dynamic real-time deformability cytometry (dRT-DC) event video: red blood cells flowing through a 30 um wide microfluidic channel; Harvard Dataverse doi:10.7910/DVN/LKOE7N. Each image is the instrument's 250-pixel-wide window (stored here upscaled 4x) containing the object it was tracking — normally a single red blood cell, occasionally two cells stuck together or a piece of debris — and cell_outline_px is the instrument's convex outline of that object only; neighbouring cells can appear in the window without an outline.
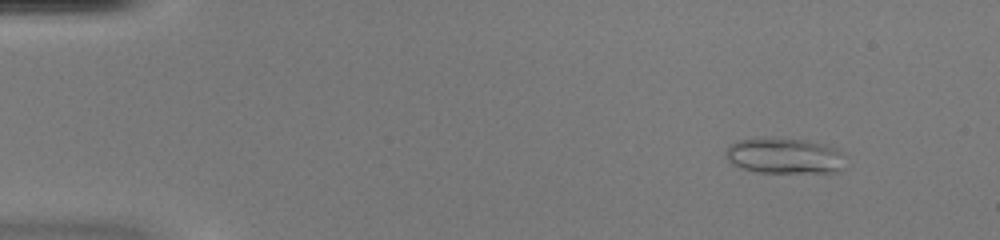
{"species": "common noctule bat (a hibernating species)", "species_latin": "Nyctalus noctula", "temperature_condition": "warm", "stored_images_in_passage": 51, "camera_frame_rate_fps": 3000, "um_per_image_px": 0.085, "animal": {"sex": "female", "body_mass_g": 20.0, "forearm_length_mm": 54.0}, "frame": {"image": 1, "passage_image": 6, "time_ms": 1.667, "image_size_px": [1000, 240], "cell_outline_px": [[848, 156], [844, 168], [836, 172], [756, 172], [732, 164], [724, 156], [724, 152], [728, 144], [736, 140], [764, 136], [772, 136], [804, 140], [824, 144], [836, 148]], "centroid_in_image_um": [66.68, 13.21], "position_along_channel_um": 18.3, "area_um2": 25.78}}
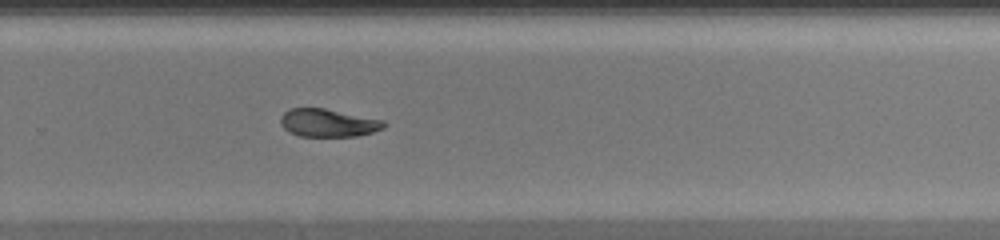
{"frame": {"image": 2, "passage_image": 35, "time_ms": 11.333, "image_size_px": [1000, 240], "cell_outline_px": [[388, 124], [384, 128], [372, 132], [356, 136], [300, 136], [288, 132], [280, 124], [280, 116], [288, 108], [324, 108], [384, 120]], "centroid_in_image_um": [27.88, 10.44], "position_along_channel_um": 301.9, "area_um2": 16.94}}
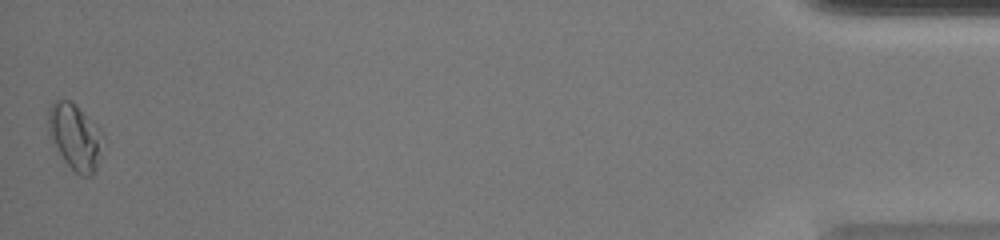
{"frame": {"image": 3, "passage_image": 51, "time_ms": 16.667, "image_size_px": [1000, 240], "cell_outline_px": [[104, 136], [96, 172], [92, 176], [80, 176], [64, 160], [48, 132], [48, 108], [52, 100], [68, 100], [76, 104], [100, 128]], "centroid_in_image_um": [6.4, 11.6], "position_along_channel_um": 428.8, "area_um2": 21.1}, "authors_computed_cell_mechanics": {"area_um2": 18.8428, "velocity_mm_per_s": 4.064, "shape_relaxation_time_tau1_ms": 9.9715, "shape_relaxation_time_tau2_ms": 3.4853, "deformation_change_tau1": 0.1828, "deformation_change_tau2": 0.0751}}